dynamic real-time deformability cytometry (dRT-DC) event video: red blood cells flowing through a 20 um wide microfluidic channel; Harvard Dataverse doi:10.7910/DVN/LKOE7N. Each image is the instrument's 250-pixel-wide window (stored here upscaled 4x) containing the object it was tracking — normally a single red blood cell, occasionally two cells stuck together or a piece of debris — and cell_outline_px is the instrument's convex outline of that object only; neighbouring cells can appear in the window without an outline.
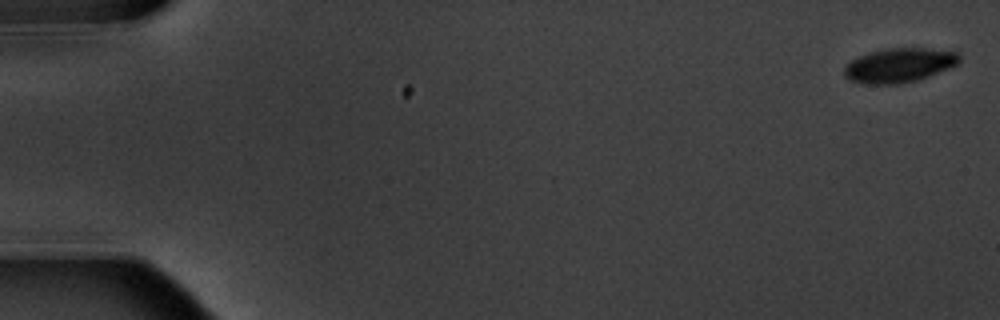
{"species": "common noctule bat (a hibernating species)", "species_latin": "Nyctalus noctula", "temperature_condition": "warm", "stored_images_in_passage": 6, "segment_of_instrument_passage": [1, 2], "camera_frame_rate_fps": 3000, "um_per_image_px": 0.085, "animal": {"sex": "male", "body_mass_g": 20.1, "forearm_length_mm": 53.5}, "frame": {"image": 1, "passage_image": 1, "time_ms": 0.0, "image_size_px": [1000, 320], "cell_outline_px": [[960, 60], [956, 64], [948, 68], [928, 76], [916, 80], [900, 84], [872, 84], [848, 80], [844, 76], [844, 68], [852, 60], [860, 56], [872, 52], [888, 48], [924, 48], [956, 52], [960, 56]], "centroid_in_image_um": [76.42, 5.55], "position_along_channel_um": 8.6, "area_um2": 22.6}}
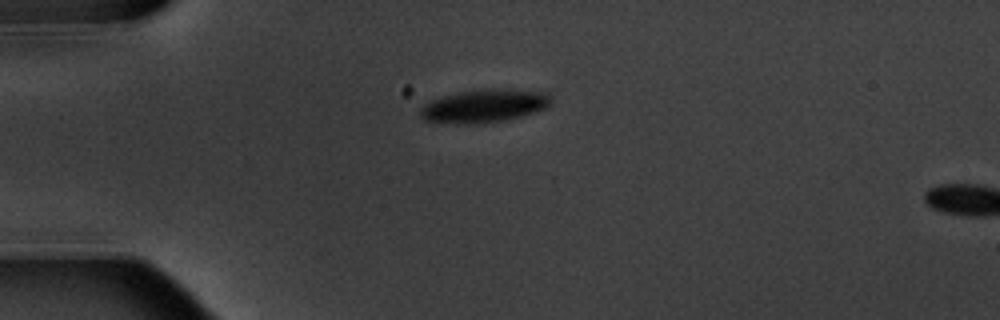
{"frame": {"image": 2, "passage_image": 5, "time_ms": 4.667, "image_size_px": [1000, 320], "cell_outline_px": [[552, 104], [544, 108], [520, 116], [504, 120], [472, 124], [468, 124], [424, 120], [420, 116], [420, 108], [424, 104], [440, 96], [460, 92], [492, 88], [548, 92], [552, 96]], "centroid_in_image_um": [41.17, 8.99], "position_along_channel_um": 43.8, "area_um2": 25.03}}